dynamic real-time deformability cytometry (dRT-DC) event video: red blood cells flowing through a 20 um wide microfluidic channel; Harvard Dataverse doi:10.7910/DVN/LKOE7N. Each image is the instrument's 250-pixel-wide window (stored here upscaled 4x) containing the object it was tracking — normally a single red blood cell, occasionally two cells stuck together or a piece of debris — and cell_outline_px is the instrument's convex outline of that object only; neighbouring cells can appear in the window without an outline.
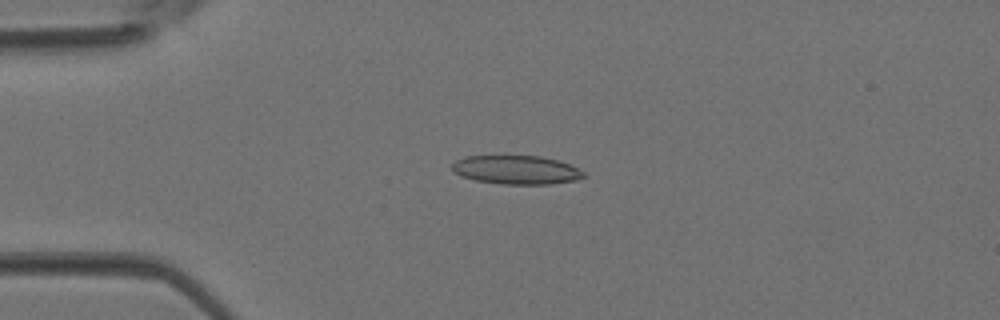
{"species": "Egyptian fruit bat (a non-hibernating species)", "species_latin": "Rousettus aegyptiacus", "temperature_condition": "room temperature", "stored_images_in_passage": 28, "camera_frame_rate_fps": 3000, "um_per_image_px": 0.085, "animal": {"sex": "female"}, "frame": {"image": 1, "passage_image": 4, "time_ms": 1.0, "image_size_px": [1000, 320], "cell_outline_px": [[588, 176], [576, 180], [548, 184], [500, 184], [476, 180], [460, 176], [452, 168], [452, 164], [456, 160], [464, 156], [504, 152], [540, 156], [556, 160], [568, 164], [584, 172]], "centroid_in_image_um": [43.83, 14.38], "position_along_channel_um": 41.2, "area_um2": 23.0}}
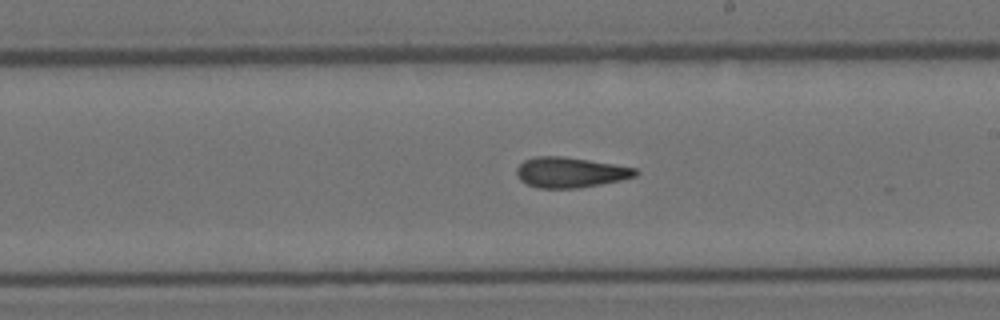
{"frame": {"image": 2, "passage_image": 18, "time_ms": 5.667, "image_size_px": [1000, 320], "cell_outline_px": [[640, 172], [636, 176], [620, 180], [580, 188], [536, 188], [520, 180], [516, 176], [516, 168], [524, 160], [536, 156], [564, 156], [636, 168]], "centroid_in_image_um": [48.45, 14.65], "position_along_channel_um": 240.6, "area_um2": 21.04}}
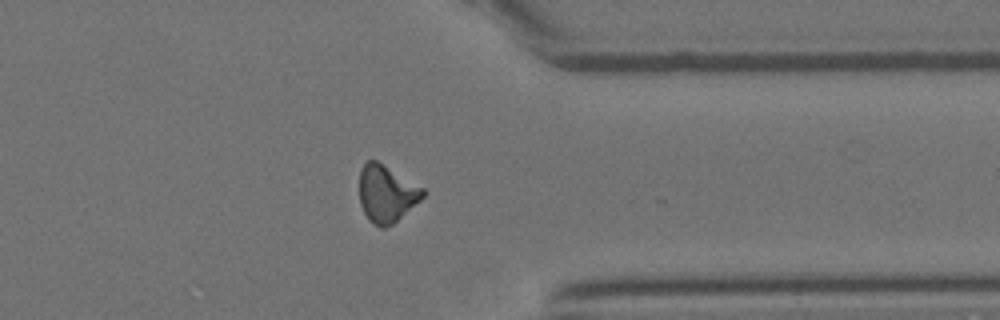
{"frame": {"image": 3, "passage_image": 27, "time_ms": 8.667, "image_size_px": [1000, 320], "cell_outline_px": [[424, 196], [420, 200], [392, 224], [384, 228], [380, 228], [372, 224], [368, 220], [360, 204], [360, 168], [368, 160], [376, 160], [424, 188]], "centroid_in_image_um": [32.83, 16.47], "position_along_channel_um": 378.6, "area_um2": 20.92}}